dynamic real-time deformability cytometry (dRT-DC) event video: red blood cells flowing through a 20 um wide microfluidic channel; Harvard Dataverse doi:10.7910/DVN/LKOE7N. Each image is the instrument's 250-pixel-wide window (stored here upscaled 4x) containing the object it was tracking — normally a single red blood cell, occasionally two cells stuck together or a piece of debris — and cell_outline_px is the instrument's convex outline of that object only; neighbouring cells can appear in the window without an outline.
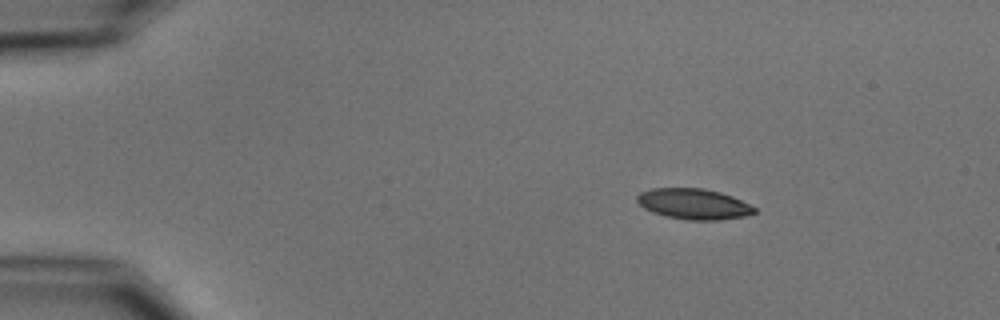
{"species": "common noctule bat (a hibernating species)", "species_latin": "Nyctalus noctula", "temperature_condition": "cold", "stored_images_in_passage": 3, "camera_frame_rate_fps": 3000, "um_per_image_px": 0.085, "animal": {"sex": "male", "body_mass_g": 15.6}, "frame": {"image": 1, "passage_image": 1, "time_ms": 0.0, "image_size_px": [1000, 320], "cell_outline_px": [[756, 212], [744, 216], [720, 220], [688, 220], [668, 216], [652, 212], [644, 208], [636, 200], [636, 196], [640, 192], [652, 188], [704, 188], [720, 192], [732, 196], [756, 208]], "centroid_in_image_um": [58.95, 17.33], "position_along_channel_um": 26.1, "area_um2": 20.87}}